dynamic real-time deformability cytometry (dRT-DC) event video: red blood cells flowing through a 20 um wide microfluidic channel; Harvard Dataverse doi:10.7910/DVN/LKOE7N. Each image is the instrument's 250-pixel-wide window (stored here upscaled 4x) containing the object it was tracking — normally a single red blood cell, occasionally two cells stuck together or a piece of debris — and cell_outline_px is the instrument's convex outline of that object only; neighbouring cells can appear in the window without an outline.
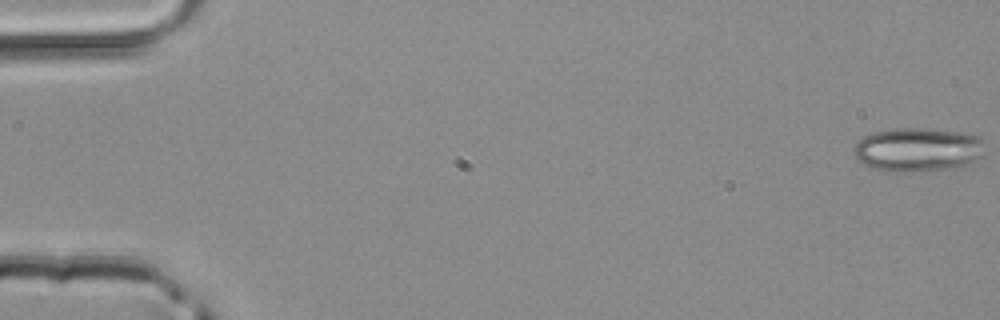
{"species": "common noctule bat (a hibernating species)", "species_latin": "Nyctalus noctula", "temperature_condition": "room temperature", "stored_images_in_passage": 46, "camera_frame_rate_fps": 3000, "um_per_image_px": 0.085, "animal": {"sex": "male", "body_mass_g": 20.4}, "frame": {"image": 1, "passage_image": 1, "time_ms": 0.0, "image_size_px": [1000, 320], "cell_outline_px": [[984, 156], [968, 164], [948, 168], [912, 172], [892, 172], [876, 168], [864, 164], [852, 152], [852, 148], [856, 140], [872, 132], [896, 128], [924, 128], [972, 132], [980, 136], [984, 140]], "centroid_in_image_um": [78.05, 12.69], "position_along_channel_um": 6.9, "area_um2": 34.16}}
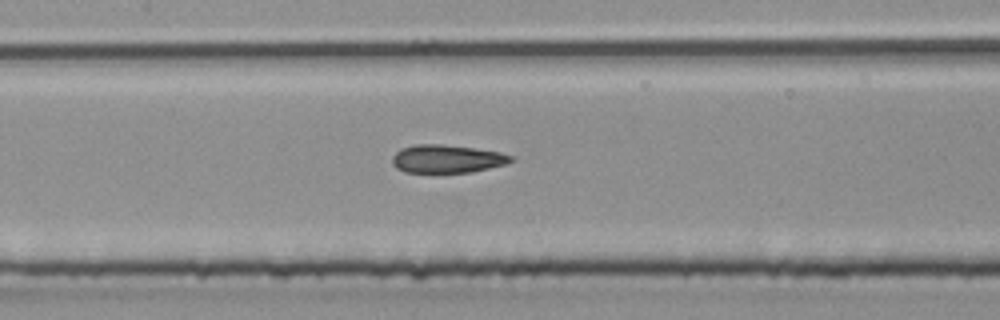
{"frame": {"image": 2, "passage_image": 24, "time_ms": 7.667, "image_size_px": [1000, 320], "cell_outline_px": [[516, 160], [508, 164], [472, 172], [404, 172], [396, 168], [392, 164], [392, 156], [400, 148], [416, 144], [440, 144], [472, 148], [500, 152], [512, 156]], "centroid_in_image_um": [38.0, 13.5], "position_along_channel_um": 169.4, "area_um2": 19.54}}
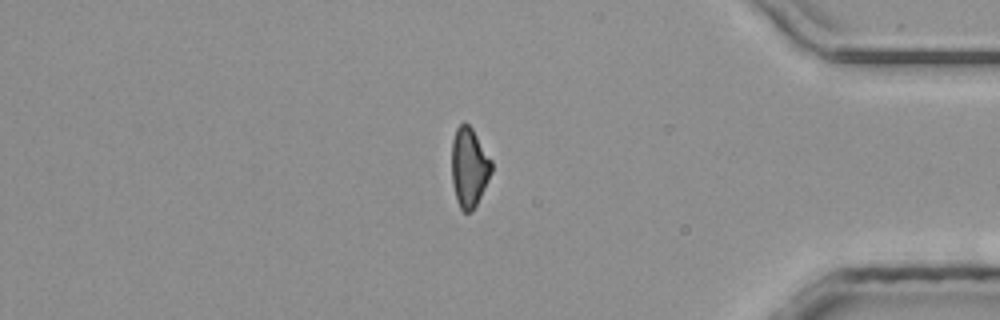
{"frame": {"image": 3, "passage_image": 42, "time_ms": 13.667, "image_size_px": [1000, 320], "cell_outline_px": [[492, 172], [472, 212], [464, 212], [460, 208], [456, 200], [452, 184], [452, 140], [456, 128], [464, 120], [472, 128], [492, 160]], "centroid_in_image_um": [39.87, 14.2], "position_along_channel_um": 395.3, "area_um2": 18.5}}